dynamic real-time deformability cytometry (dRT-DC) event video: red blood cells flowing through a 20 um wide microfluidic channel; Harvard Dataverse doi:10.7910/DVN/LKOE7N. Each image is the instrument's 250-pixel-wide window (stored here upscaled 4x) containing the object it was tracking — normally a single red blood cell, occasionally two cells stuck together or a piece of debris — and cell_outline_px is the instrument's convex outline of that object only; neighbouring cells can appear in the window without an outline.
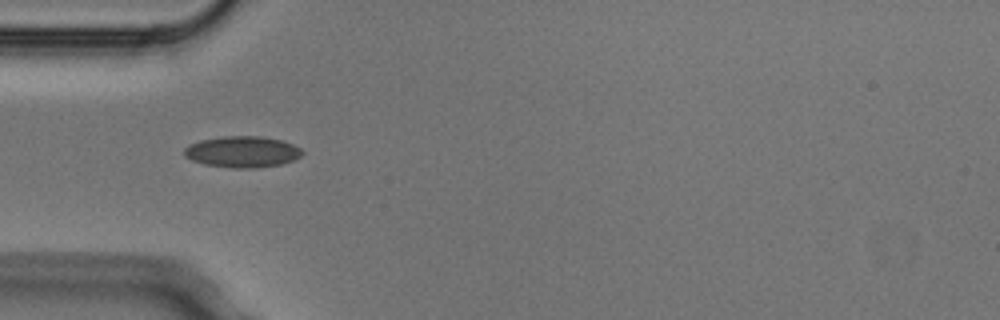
{"species": "Egyptian fruit bat (a non-hibernating species)", "species_latin": "Rousettus aegyptiacus", "temperature_condition": "cold", "stored_images_in_passage": 3, "camera_frame_rate_fps": 3000, "um_per_image_px": 0.085, "animal": {"sex": "male"}, "frame": {"image": 1, "passage_image": 1, "time_ms": 0.0, "image_size_px": [1000, 320], "cell_outline_px": [[304, 152], [300, 156], [292, 160], [280, 164], [252, 168], [232, 168], [204, 164], [192, 160], [184, 156], [184, 148], [188, 144], [200, 140], [224, 136], [260, 136], [280, 140], [292, 144], [300, 148]], "centroid_in_image_um": [20.56, 12.9], "position_along_channel_um": 64.4, "area_um2": 21.39}}
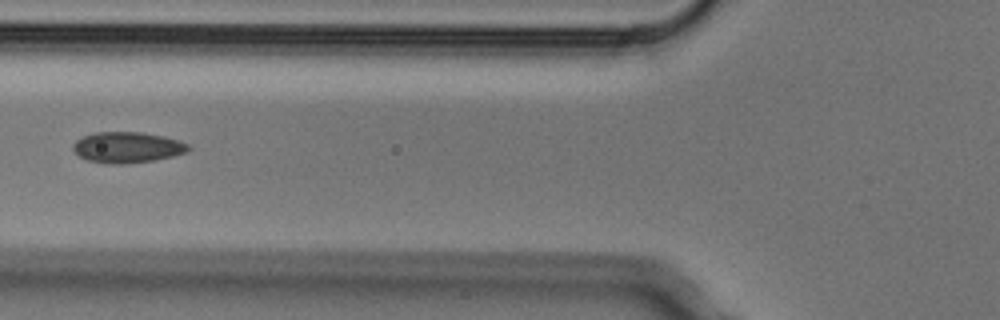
{"frame": {"image": 2, "passage_image": 2, "time_ms": 0.333, "image_size_px": [1000, 320], "cell_outline_px": [[192, 148], [188, 152], [156, 160], [124, 164], [108, 164], [88, 160], [80, 156], [72, 148], [72, 144], [76, 140], [84, 136], [96, 132], [140, 132], [164, 136], [188, 144]], "centroid_in_image_um": [10.83, 12.53], "position_along_channel_um": 115.0, "area_um2": 20.75}}